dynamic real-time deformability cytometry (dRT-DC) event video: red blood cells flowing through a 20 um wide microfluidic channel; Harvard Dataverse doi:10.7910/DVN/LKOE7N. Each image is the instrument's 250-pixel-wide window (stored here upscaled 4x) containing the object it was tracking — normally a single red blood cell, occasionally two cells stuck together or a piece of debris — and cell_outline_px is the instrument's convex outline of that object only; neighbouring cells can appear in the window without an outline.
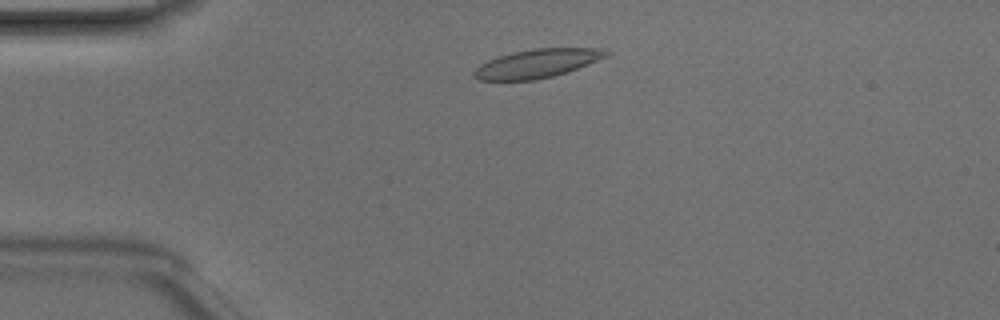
{"species": "Egyptian fruit bat (a non-hibernating species)", "species_latin": "Rousettus aegyptiacus", "temperature_condition": "room temperature", "stored_images_in_passage": 43, "camera_frame_rate_fps": 3000, "um_per_image_px": 0.085, "animal": {"sex": "male"}, "frame": {"image": 1, "passage_image": 6, "time_ms": 1.667, "image_size_px": [1000, 320], "cell_outline_px": [[612, 52], [608, 56], [568, 72], [536, 80], [480, 80], [472, 72], [480, 64], [488, 60], [512, 52], [532, 48], [596, 48]], "centroid_in_image_um": [45.68, 5.39], "position_along_channel_um": 39.3, "area_um2": 21.96}}
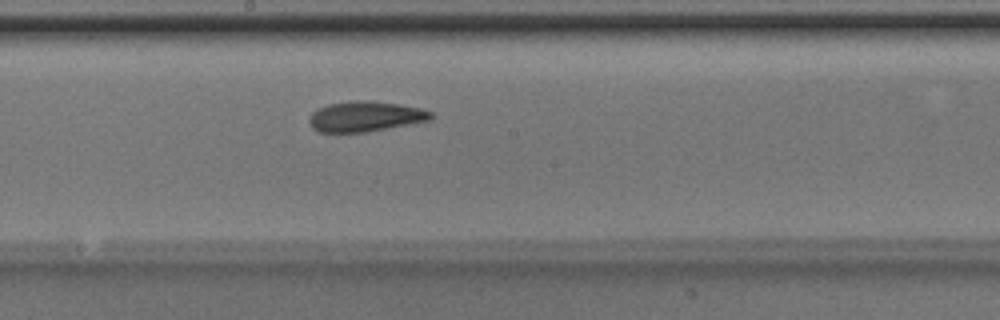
{"frame": {"image": 2, "passage_image": 21, "time_ms": 6.667, "image_size_px": [1000, 320], "cell_outline_px": [[432, 120], [368, 132], [320, 132], [312, 128], [308, 120], [312, 112], [316, 108], [328, 104], [352, 100], [368, 100], [396, 104], [420, 108], [432, 112]], "centroid_in_image_um": [31.03, 9.9], "position_along_channel_um": 217.2, "area_um2": 21.62}}
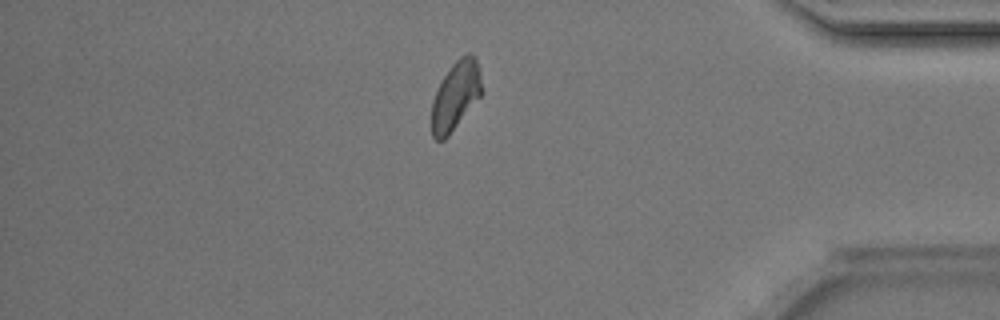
{"frame": {"image": 3, "passage_image": 36, "time_ms": 11.667, "image_size_px": [1000, 320], "cell_outline_px": [[484, 92], [448, 136], [444, 140], [436, 140], [432, 136], [432, 100], [444, 76], [452, 64], [460, 56], [476, 56], [480, 68]], "centroid_in_image_um": [38.76, 8.13], "position_along_channel_um": 396.4, "area_um2": 20.0}, "authors_computed_cell_mechanics": {"area_um2": 21.0392, "velocity_mm_per_s": 4.1888, "shape_relaxation_time_tau1_ms": 5.7311, "shape_relaxation_time_tau2_ms": 2.816, "deformation_change_tau1": 0.1398, "deformation_change_tau2": 0.0792}}